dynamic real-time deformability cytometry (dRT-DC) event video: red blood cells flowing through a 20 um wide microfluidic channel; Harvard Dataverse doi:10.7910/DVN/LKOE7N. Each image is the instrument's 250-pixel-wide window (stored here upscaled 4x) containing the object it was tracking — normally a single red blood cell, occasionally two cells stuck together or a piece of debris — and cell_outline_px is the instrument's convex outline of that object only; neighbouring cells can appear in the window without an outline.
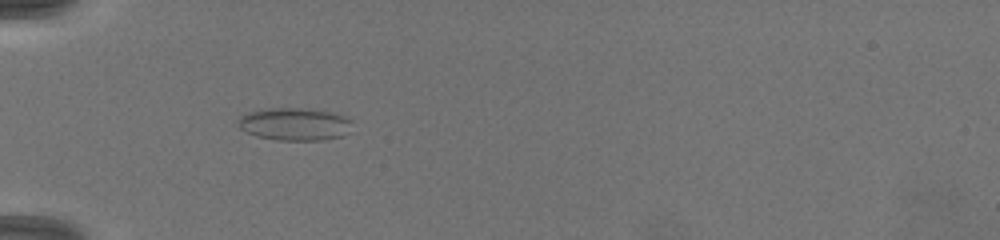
{"species": "common noctule bat (a hibernating species)", "species_latin": "Nyctalus noctula", "temperature_condition": "warm", "stored_images_in_passage": 2, "camera_frame_rate_fps": 3000, "um_per_image_px": 0.085, "animal": {"sex": "female", "body_mass_g": 19.5, "forearm_length_mm": 54.1}, "frame": {"image": 1, "passage_image": 1, "time_ms": 0.0, "image_size_px": [1000, 240], "cell_outline_px": [[352, 120], [344, 136], [320, 140], [280, 140], [256, 136], [240, 128], [236, 124], [240, 116], [248, 112], [268, 108], [304, 108], [332, 112], [344, 116]], "centroid_in_image_um": [25.02, 10.54], "position_along_channel_um": 60.0, "area_um2": 21.62}}